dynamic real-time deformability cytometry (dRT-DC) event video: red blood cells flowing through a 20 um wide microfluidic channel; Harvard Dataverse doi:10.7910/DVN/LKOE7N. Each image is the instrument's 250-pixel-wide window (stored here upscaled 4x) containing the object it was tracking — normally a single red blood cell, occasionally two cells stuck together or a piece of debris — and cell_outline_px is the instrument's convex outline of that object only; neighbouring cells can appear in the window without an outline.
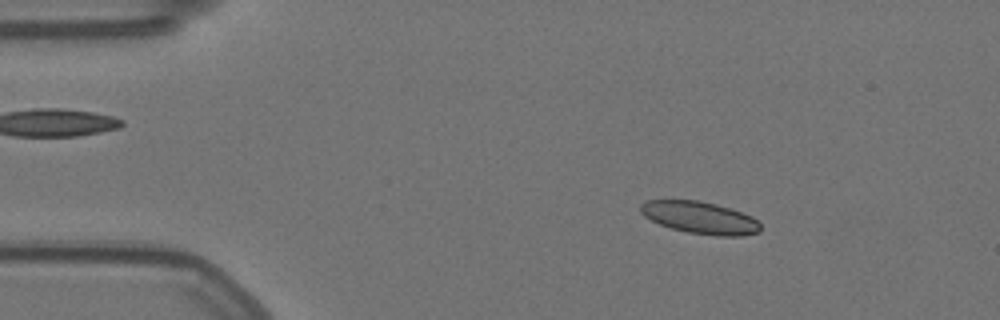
{"species": "Egyptian fruit bat (a non-hibernating species)", "species_latin": "Rousettus aegyptiacus", "temperature_condition": "warm", "stored_images_in_passage": 56, "camera_frame_rate_fps": 3000, "um_per_image_px": 0.085, "animal": {"sex": "female"}, "frame": {"image": 1, "passage_image": 8, "time_ms": 2.333, "image_size_px": [1000, 320], "cell_outline_px": [[760, 232], [740, 236], [716, 236], [688, 232], [672, 228], [660, 224], [644, 216], [640, 212], [640, 204], [644, 200], [696, 200], [716, 204], [752, 216], [760, 224]], "centroid_in_image_um": [59.48, 18.5], "position_along_channel_um": 25.5, "area_um2": 22.37}}
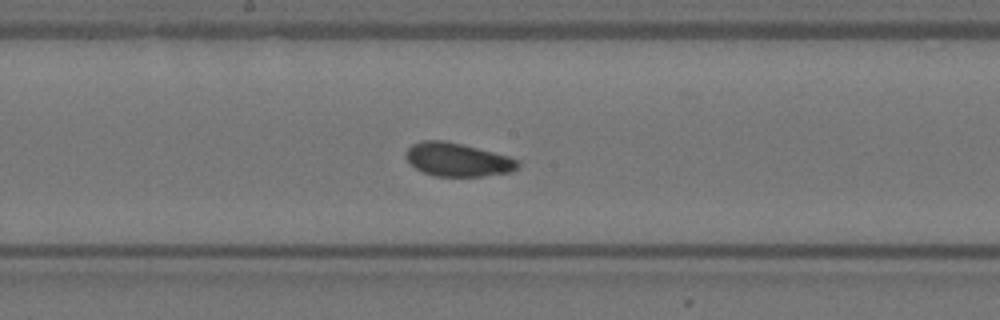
{"frame": {"image": 2, "passage_image": 29, "time_ms": 9.333, "image_size_px": [1000, 320], "cell_outline_px": [[520, 164], [516, 168], [508, 172], [480, 176], [436, 176], [424, 172], [416, 168], [404, 156], [408, 148], [412, 144], [420, 140], [444, 140], [508, 156], [520, 160]], "centroid_in_image_um": [38.86, 13.56], "position_along_channel_um": 209.3, "area_um2": 21.5}}
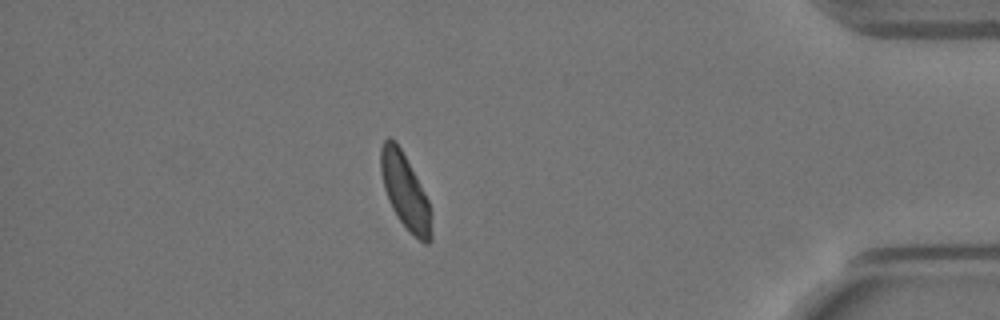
{"frame": {"image": 3, "passage_image": 49, "time_ms": 16.0, "image_size_px": [1000, 320], "cell_outline_px": [[432, 240], [428, 244], [424, 244], [396, 216], [388, 200], [384, 188], [380, 172], [380, 148], [384, 140], [388, 136], [396, 140], [424, 192], [428, 200], [432, 232]], "centroid_in_image_um": [34.4, 16.23], "position_along_channel_um": 400.8, "area_um2": 21.79}, "authors_computed_cell_mechanics": {"area_um2": 22.0796, "velocity_mm_per_s": 3.5197, "shape_relaxation_time_tau1_ms": 3.0938, "shape_relaxation_time_tau2_ms": 4.538, "deformation_change_tau1": 0.0645, "deformation_change_tau2": 0.0841}}